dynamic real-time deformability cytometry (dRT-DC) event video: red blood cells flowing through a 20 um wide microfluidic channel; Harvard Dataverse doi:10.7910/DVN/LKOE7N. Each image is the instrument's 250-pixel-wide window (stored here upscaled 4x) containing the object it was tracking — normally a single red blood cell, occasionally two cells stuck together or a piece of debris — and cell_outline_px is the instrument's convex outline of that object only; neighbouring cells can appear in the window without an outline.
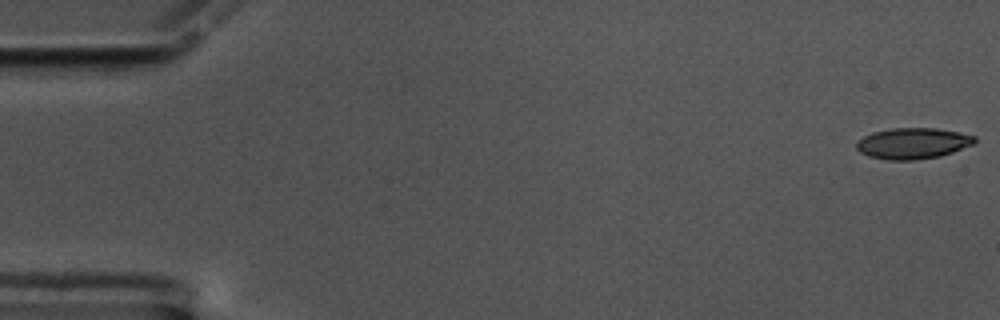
{"species": "common noctule bat (a hibernating species)", "species_latin": "Nyctalus noctula", "temperature_condition": "cold", "stored_images_in_passage": 57, "camera_frame_rate_fps": 3000, "um_per_image_px": 0.085, "animal": {"sex": "male", "body_mass_g": 17.5, "forearm_length_mm": 52.3}, "frame": {"image": 1, "passage_image": 1, "time_ms": 0.0, "image_size_px": [1000, 320], "cell_outline_px": [[976, 144], [940, 156], [912, 160], [888, 160], [868, 156], [860, 152], [856, 148], [856, 144], [864, 136], [872, 132], [892, 128], [936, 128], [960, 132], [976, 136]], "centroid_in_image_um": [77.62, 12.18], "position_along_channel_um": 7.4, "area_um2": 21.44}}
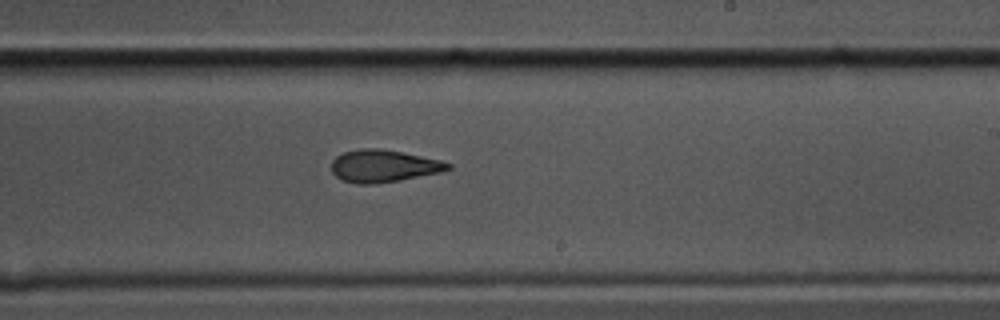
{"frame": {"image": 2, "passage_image": 34, "time_ms": 11.0, "image_size_px": [1000, 320], "cell_outline_px": [[452, 168], [440, 172], [400, 180], [372, 184], [356, 184], [340, 180], [332, 172], [332, 160], [336, 156], [344, 152], [360, 148], [380, 148], [440, 160], [452, 164]], "centroid_in_image_um": [32.56, 14.11], "position_along_channel_um": 256.4, "area_um2": 21.91}}
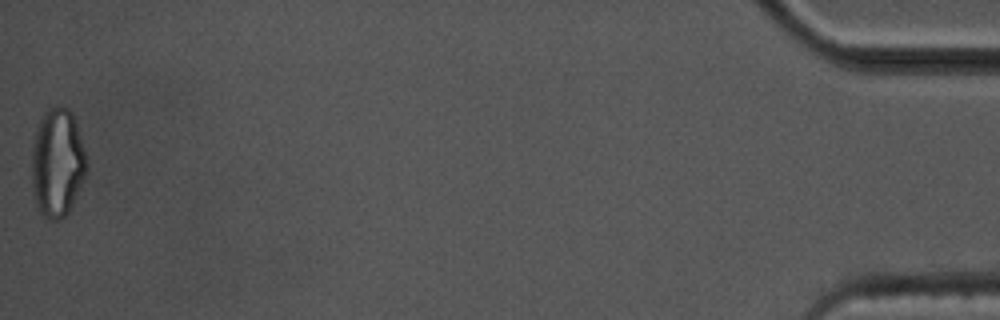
{"frame": {"image": 3, "passage_image": 57, "time_ms": 18.667, "image_size_px": [1000, 320], "cell_outline_px": [[88, 168], [80, 188], [68, 212], [60, 220], [48, 220], [40, 212], [36, 204], [32, 188], [32, 148], [36, 128], [40, 116], [48, 108], [56, 104], [68, 108], [72, 112], [76, 124], [88, 164]], "centroid_in_image_um": [4.86, 13.81], "position_along_channel_um": 430.3, "area_um2": 34.97}, "authors_computed_cell_mechanics": {"area_um2": 22.542, "velocity_mm_per_s": 3.5347, "shape_relaxation_time_tau1_ms": null, "shape_relaxation_time_tau2_ms": 6.0493, "deformation_change_tau1": null, "deformation_change_tau2": 0.1478}}